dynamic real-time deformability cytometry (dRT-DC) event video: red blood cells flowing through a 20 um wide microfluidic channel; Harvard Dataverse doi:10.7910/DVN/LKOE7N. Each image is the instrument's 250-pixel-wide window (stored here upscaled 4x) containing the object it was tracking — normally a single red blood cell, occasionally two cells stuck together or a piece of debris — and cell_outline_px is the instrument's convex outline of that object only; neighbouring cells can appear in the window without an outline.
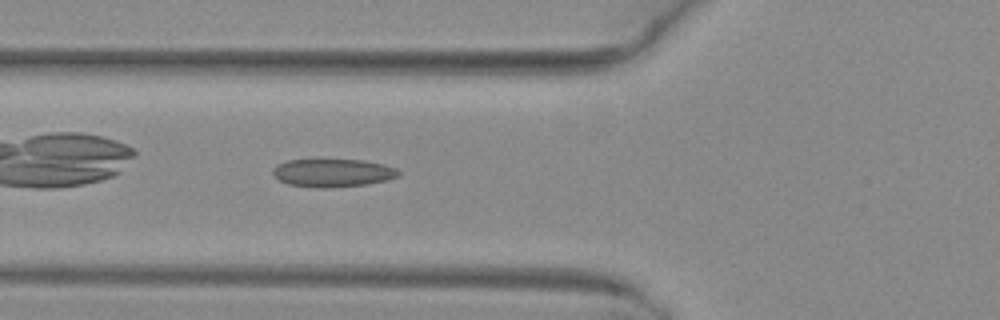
{"species": "common noctule bat (a hibernating species)", "species_latin": "Nyctalus noctula", "temperature_condition": "warm", "stored_images_in_passage": 36, "camera_frame_rate_fps": 3000, "um_per_image_px": 0.085, "animal": {"sex": "female", "body_mass_g": 29.2, "forearm_length_mm": 56.3}, "frame": {"image": 1, "passage_image": 4, "time_ms": 1.0, "image_size_px": [1000, 320], "cell_outline_px": [[400, 176], [388, 180], [368, 184], [324, 188], [320, 188], [288, 184], [280, 180], [272, 172], [272, 168], [276, 164], [288, 160], [360, 160], [384, 164], [396, 168], [400, 172]], "centroid_in_image_um": [28.31, 14.69], "position_along_channel_um": 97.5, "area_um2": 20.52}}
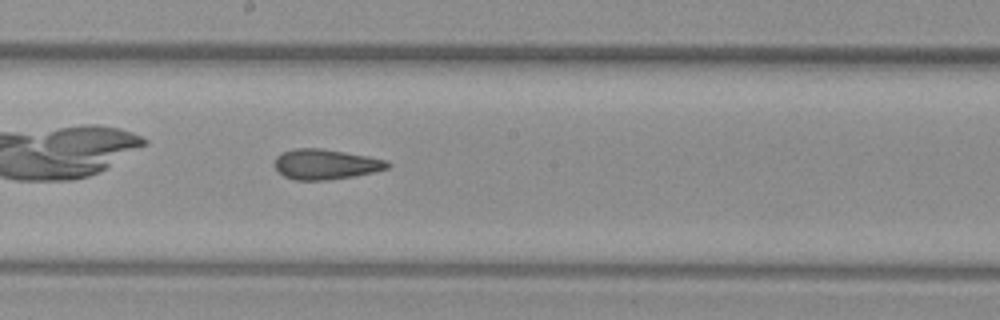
{"frame": {"image": 2, "passage_image": 13, "time_ms": 4.0, "image_size_px": [1000, 320], "cell_outline_px": [[392, 164], [388, 168], [356, 176], [328, 180], [296, 180], [284, 176], [276, 168], [276, 156], [284, 152], [296, 148], [320, 148], [368, 156], [388, 160]], "centroid_in_image_um": [27.72, 13.97], "position_along_channel_um": 220.5, "area_um2": 19.77}}
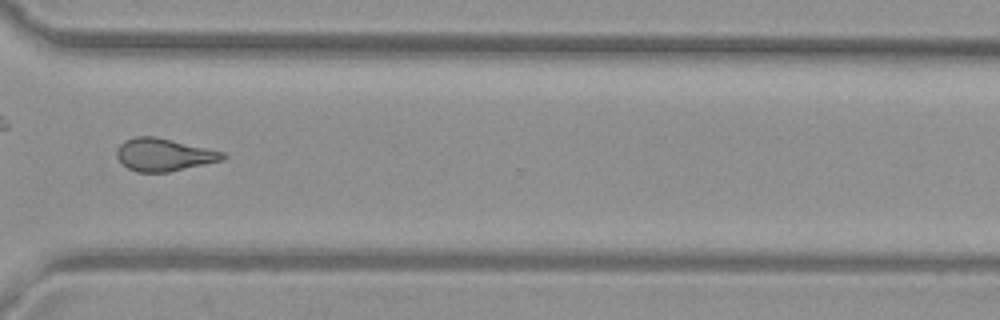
{"frame": {"image": 3, "passage_image": 23, "time_ms": 7.333, "image_size_px": [1000, 320], "cell_outline_px": [[228, 156], [224, 160], [168, 172], [136, 172], [128, 168], [116, 156], [116, 152], [120, 144], [124, 140], [136, 136], [156, 136], [224, 152]], "centroid_in_image_um": [13.94, 13.14], "position_along_channel_um": 356.7, "area_um2": 20.17}, "authors_computed_cell_mechanics": {"area_um2": 20.1722, "velocity_mm_per_s": 4.0838, "shape_relaxation_time_tau1_ms": null, "shape_relaxation_time_tau2_ms": 2.2814, "deformation_change_tau1": null, "deformation_change_tau2": 0.1019}}